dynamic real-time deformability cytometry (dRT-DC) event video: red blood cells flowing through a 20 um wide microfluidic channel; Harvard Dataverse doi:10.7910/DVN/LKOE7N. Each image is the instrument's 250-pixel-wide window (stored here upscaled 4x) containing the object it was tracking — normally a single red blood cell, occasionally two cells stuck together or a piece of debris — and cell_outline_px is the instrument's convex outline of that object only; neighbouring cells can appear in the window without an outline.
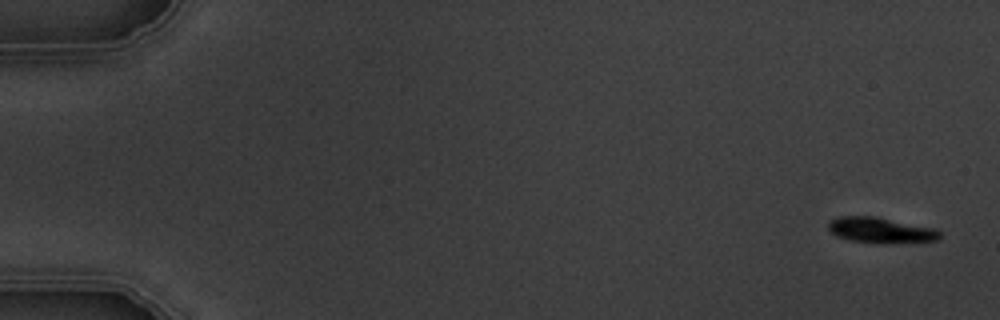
{"species": "common noctule bat (a hibernating species)", "species_latin": "Nyctalus noctula", "temperature_condition": "warm", "stored_images_in_passage": 6, "camera_frame_rate_fps": 3000, "um_per_image_px": 0.085, "animal": {"sex": "male", "body_mass_g": 19.5, "forearm_length_mm": 54.6}, "frame": {"image": 1, "passage_image": 1, "time_ms": 0.0, "image_size_px": [1000, 320], "cell_outline_px": [[940, 240], [852, 240], [836, 236], [828, 228], [828, 224], [832, 220], [840, 216], [876, 216], [936, 228], [940, 232]], "centroid_in_image_um": [74.83, 19.49], "position_along_channel_um": 10.2, "area_um2": 15.43}}